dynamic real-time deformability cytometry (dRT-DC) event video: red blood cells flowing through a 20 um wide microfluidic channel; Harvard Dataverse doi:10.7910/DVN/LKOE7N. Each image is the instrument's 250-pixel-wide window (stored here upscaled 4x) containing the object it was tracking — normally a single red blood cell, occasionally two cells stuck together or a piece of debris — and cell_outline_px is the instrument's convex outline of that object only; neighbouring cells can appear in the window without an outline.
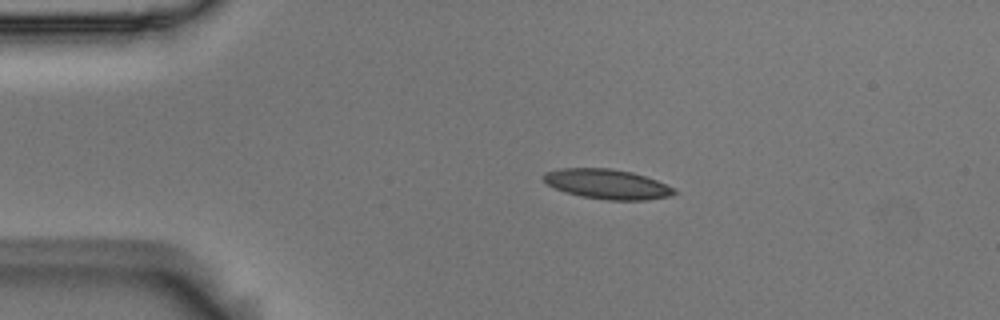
{"species": "Egyptian fruit bat (a non-hibernating species)", "species_latin": "Rousettus aegyptiacus", "temperature_condition": "room temperature", "stored_images_in_passage": 6, "camera_frame_rate_fps": 3000, "um_per_image_px": 0.085, "animal": {"sex": "male"}, "frame": {"image": 1, "passage_image": 3, "time_ms": 0.667, "image_size_px": [1000, 320], "cell_outline_px": [[676, 192], [672, 196], [648, 200], [608, 200], [580, 196], [564, 192], [544, 184], [544, 172], [560, 168], [608, 168], [632, 172], [656, 180], [676, 188]], "centroid_in_image_um": [51.6, 15.65], "position_along_channel_um": 33.4, "area_um2": 22.89}}
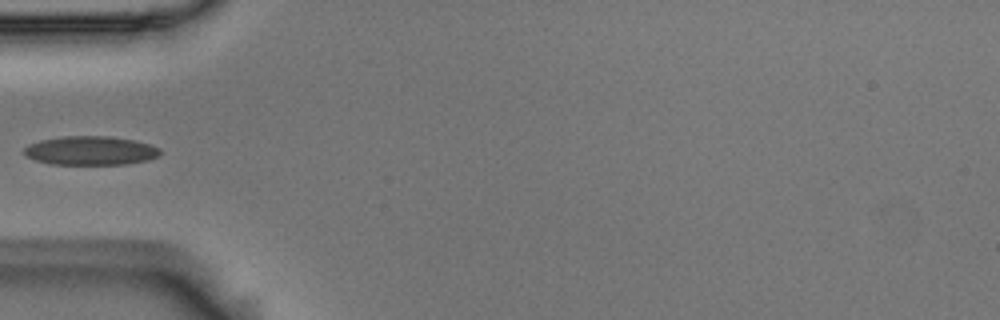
{"frame": {"image": 2, "passage_image": 5, "time_ms": 1.333, "image_size_px": [1000, 320], "cell_outline_px": [[160, 156], [148, 160], [124, 164], [52, 164], [36, 160], [24, 156], [24, 148], [28, 144], [40, 140], [64, 136], [112, 136], [136, 140], [160, 148]], "centroid_in_image_um": [7.7, 12.79], "position_along_channel_um": 77.3, "area_um2": 23.0}}
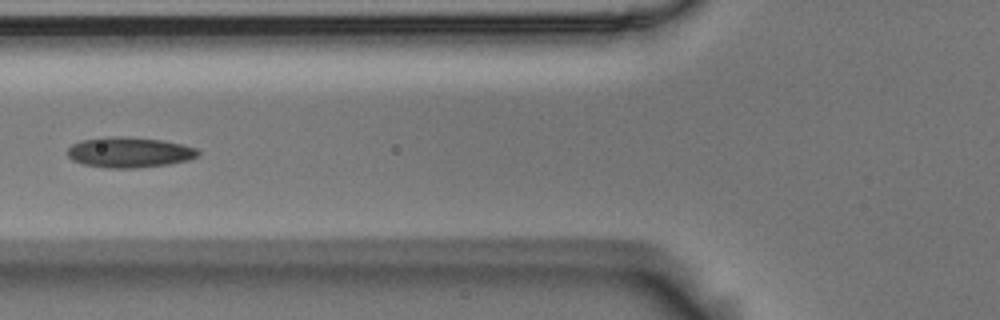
{"frame": {"image": 3, "passage_image": 6, "time_ms": 1.667, "image_size_px": [1000, 320], "cell_outline_px": [[200, 152], [196, 156], [188, 160], [168, 164], [136, 168], [108, 168], [84, 164], [72, 160], [68, 156], [68, 148], [72, 144], [80, 140], [104, 136], [128, 136], [160, 140], [180, 144], [196, 148]], "centroid_in_image_um": [10.95, 12.93], "position_along_channel_um": 114.9, "area_um2": 23.18}}